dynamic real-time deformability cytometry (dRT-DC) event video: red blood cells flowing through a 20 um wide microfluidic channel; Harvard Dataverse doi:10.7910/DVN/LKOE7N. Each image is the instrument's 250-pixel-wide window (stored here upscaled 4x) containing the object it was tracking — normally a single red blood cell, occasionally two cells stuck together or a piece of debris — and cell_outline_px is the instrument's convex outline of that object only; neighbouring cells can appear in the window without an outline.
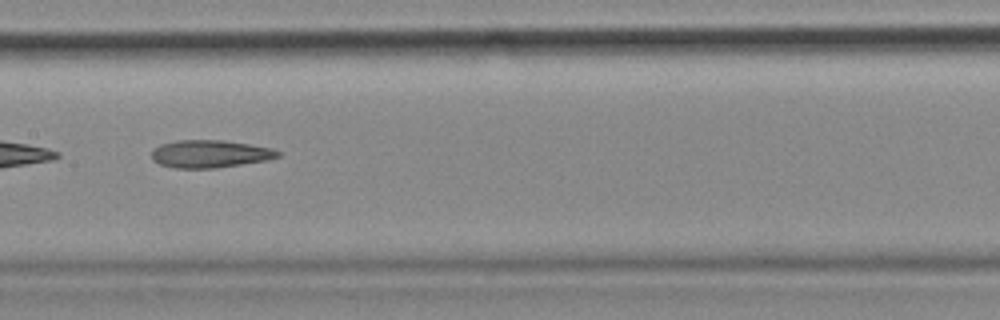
{"species": "common noctule bat (a hibernating species)", "species_latin": "Nyctalus noctula", "temperature_condition": "cold", "stored_images_in_passage": 37, "camera_frame_rate_fps": 3000, "um_per_image_px": 0.085, "animal": {"sex": "female", "body_mass_g": 18.4}, "frame": {"image": 1, "passage_image": 11, "time_ms": 3.333, "image_size_px": [1000, 320], "cell_outline_px": [[280, 156], [268, 160], [216, 168], [176, 168], [160, 164], [152, 160], [152, 148], [160, 144], [176, 140], [224, 140], [272, 148], [280, 152]], "centroid_in_image_um": [17.83, 13.07], "position_along_channel_um": 189.6, "area_um2": 20.4}, "authors_computed_cell_mechanics": {"area_um2": 20.6346, "velocity_mm_per_s": 3.6861, "shape_relaxation_time_tau1_ms": null, "shape_relaxation_time_tau2_ms": 8.5058, "deformation_change_tau1": null, "deformation_change_tau2": 0.2371}}